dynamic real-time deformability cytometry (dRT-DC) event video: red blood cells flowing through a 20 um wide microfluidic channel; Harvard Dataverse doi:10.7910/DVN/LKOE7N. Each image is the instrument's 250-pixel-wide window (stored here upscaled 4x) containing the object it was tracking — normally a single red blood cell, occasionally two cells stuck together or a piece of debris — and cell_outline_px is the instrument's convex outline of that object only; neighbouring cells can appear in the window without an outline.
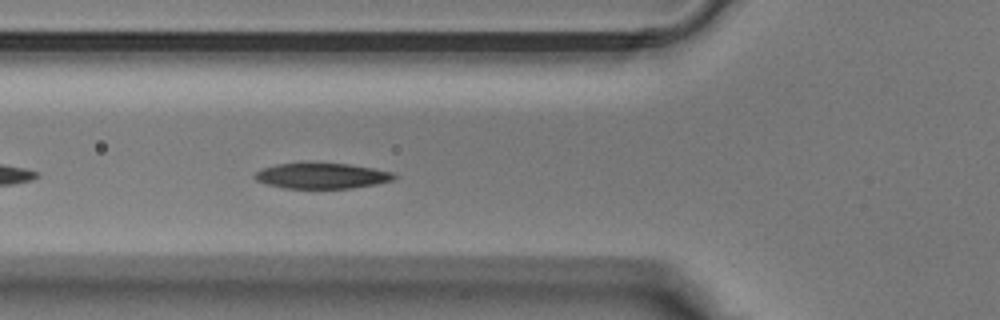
{"species": "Egyptian fruit bat (a non-hibernating species)", "species_latin": "Rousettus aegyptiacus", "temperature_condition": "warm", "stored_images_in_passage": 25, "camera_frame_rate_fps": 3000, "um_per_image_px": 0.085, "animal": {"sex": "male"}, "frame": {"image": 1, "passage_image": 8, "time_ms": 2.333, "image_size_px": [1000, 320], "cell_outline_px": [[392, 176], [384, 180], [368, 184], [340, 188], [296, 188], [276, 184], [264, 180], [260, 176], [260, 172], [268, 168], [288, 164], [340, 164], [364, 168], [384, 172]], "centroid_in_image_um": [27.34, 14.95], "position_along_channel_um": 98.5, "area_um2": 17.69}}
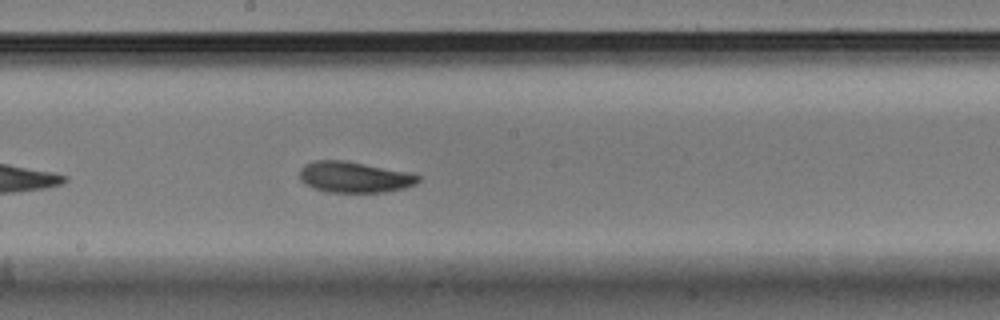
{"frame": {"image": 2, "passage_image": 15, "time_ms": 4.667, "image_size_px": [1000, 320], "cell_outline_px": [[416, 180], [408, 184], [392, 188], [368, 192], [348, 192], [320, 188], [304, 180], [304, 168], [312, 164], [356, 164], [416, 176]], "centroid_in_image_um": [30.12, 15.11], "position_along_channel_um": 218.1, "area_um2": 16.99}}
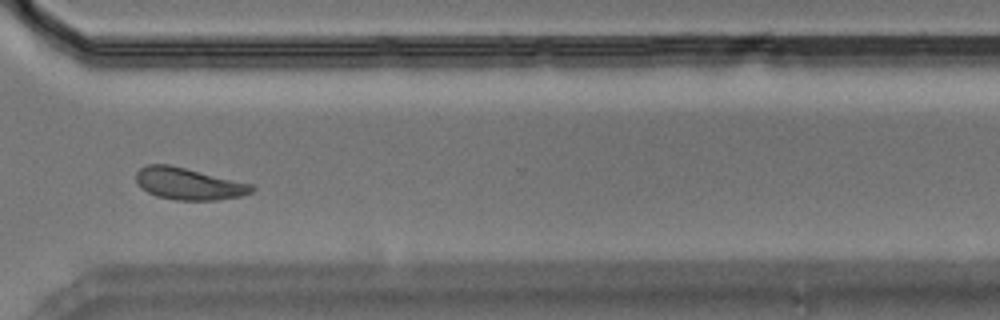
{"frame": {"image": 3, "passage_image": 23, "time_ms": 7.333, "image_size_px": [1000, 320], "cell_outline_px": [[252, 188], [248, 192], [236, 196], [204, 200], [188, 200], [160, 196], [144, 188], [140, 184], [140, 172], [144, 168], [156, 164], [160, 164], [180, 168], [240, 184]], "centroid_in_image_um": [15.93, 15.65], "position_along_channel_um": 354.7, "area_um2": 18.38}}